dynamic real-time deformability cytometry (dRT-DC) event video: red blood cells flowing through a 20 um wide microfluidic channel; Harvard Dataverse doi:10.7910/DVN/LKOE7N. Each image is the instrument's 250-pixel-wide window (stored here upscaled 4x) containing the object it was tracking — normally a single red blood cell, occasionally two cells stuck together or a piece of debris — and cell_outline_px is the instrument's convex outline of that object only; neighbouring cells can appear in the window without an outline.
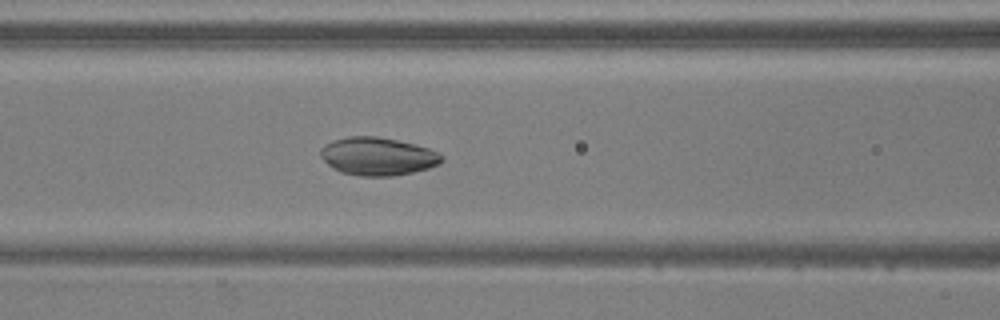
{"species": "common noctule bat (a hibernating species)", "species_latin": "Nyctalus noctula", "temperature_condition": "warm", "stored_images_in_passage": 53, "camera_frame_rate_fps": 3000, "um_per_image_px": 0.085, "animal": {"sex": "male", "body_mass_g": 20.5, "forearm_length_mm": 52.5}, "frame": {"image": 1, "passage_image": 23, "time_ms": 7.333, "image_size_px": [1000, 320], "cell_outline_px": [[444, 160], [440, 164], [428, 168], [412, 172], [392, 176], [360, 176], [340, 172], [332, 168], [320, 156], [320, 148], [324, 144], [332, 140], [348, 136], [376, 136], [416, 144], [428, 148], [444, 156]], "centroid_in_image_um": [32.09, 13.28], "position_along_channel_um": 134.5, "area_um2": 26.99}}
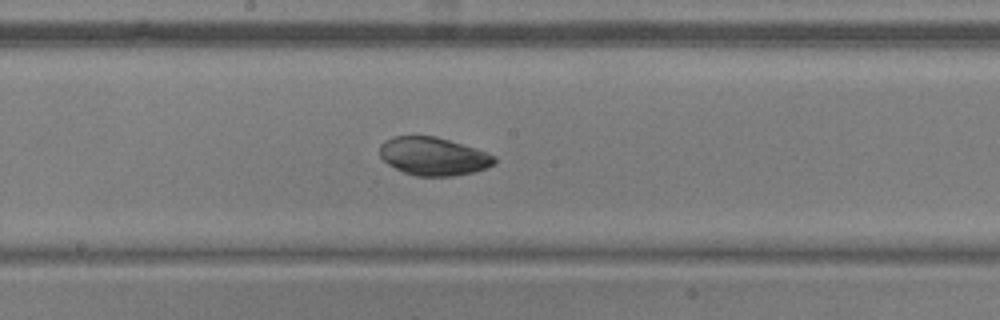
{"frame": {"image": 2, "passage_image": 29, "time_ms": 9.333, "image_size_px": [1000, 320], "cell_outline_px": [[496, 164], [472, 172], [452, 176], [416, 176], [404, 172], [388, 164], [380, 156], [380, 144], [384, 140], [392, 136], [436, 136], [476, 148], [488, 152], [496, 156]], "centroid_in_image_um": [36.84, 13.27], "position_along_channel_um": 211.4, "area_um2": 25.55}}
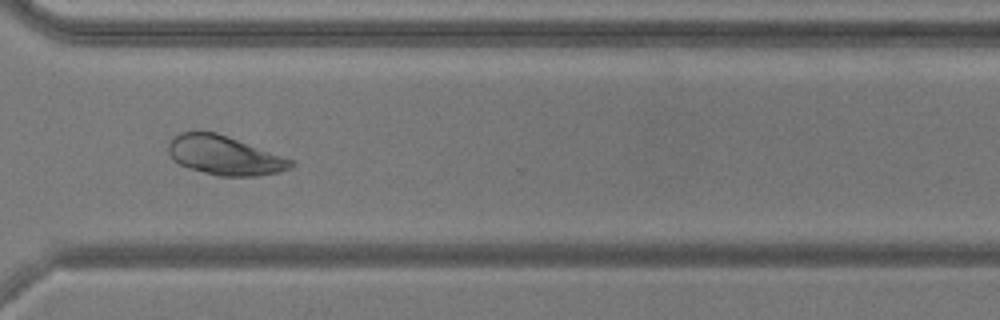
{"frame": {"image": 3, "passage_image": 40, "time_ms": 13.0, "image_size_px": [1000, 320], "cell_outline_px": [[296, 164], [288, 168], [276, 172], [256, 176], [216, 176], [188, 168], [172, 160], [168, 152], [168, 144], [180, 132], [216, 132], [296, 160]], "centroid_in_image_um": [19.09, 13.22], "position_along_channel_um": 351.5, "area_um2": 27.92}, "authors_computed_cell_mechanics": {"area_um2": 29.9982, "velocity_mm_per_s": 3.8413, "shape_relaxation_time_tau1_ms": 1.1327, "shape_relaxation_time_tau2_ms": null, "deformation_change_tau1": 0.045, "deformation_change_tau2": null}}